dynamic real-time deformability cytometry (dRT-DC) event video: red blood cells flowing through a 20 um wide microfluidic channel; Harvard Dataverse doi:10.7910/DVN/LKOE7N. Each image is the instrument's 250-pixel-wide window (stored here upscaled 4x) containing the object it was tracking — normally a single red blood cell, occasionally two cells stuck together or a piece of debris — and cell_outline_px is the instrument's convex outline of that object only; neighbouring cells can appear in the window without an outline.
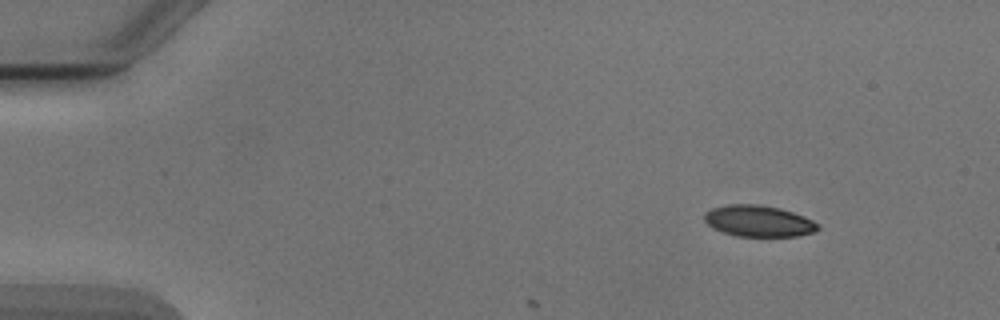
{"species": "Egyptian fruit bat (a non-hibernating species)", "species_latin": "Rousettus aegyptiacus", "temperature_condition": "cold", "stored_images_in_passage": 3, "camera_frame_rate_fps": 3000, "um_per_image_px": 0.085, "animal": {"sex": "male"}, "frame": {"image": 1, "passage_image": 1, "time_ms": 0.0, "image_size_px": [1000, 320], "cell_outline_px": [[820, 228], [812, 232], [796, 236], [736, 236], [712, 228], [704, 220], [704, 212], [712, 208], [728, 204], [760, 204], [780, 208], [804, 216], [820, 224]], "centroid_in_image_um": [64.46, 18.78], "position_along_channel_um": 20.5, "area_um2": 20.75}}